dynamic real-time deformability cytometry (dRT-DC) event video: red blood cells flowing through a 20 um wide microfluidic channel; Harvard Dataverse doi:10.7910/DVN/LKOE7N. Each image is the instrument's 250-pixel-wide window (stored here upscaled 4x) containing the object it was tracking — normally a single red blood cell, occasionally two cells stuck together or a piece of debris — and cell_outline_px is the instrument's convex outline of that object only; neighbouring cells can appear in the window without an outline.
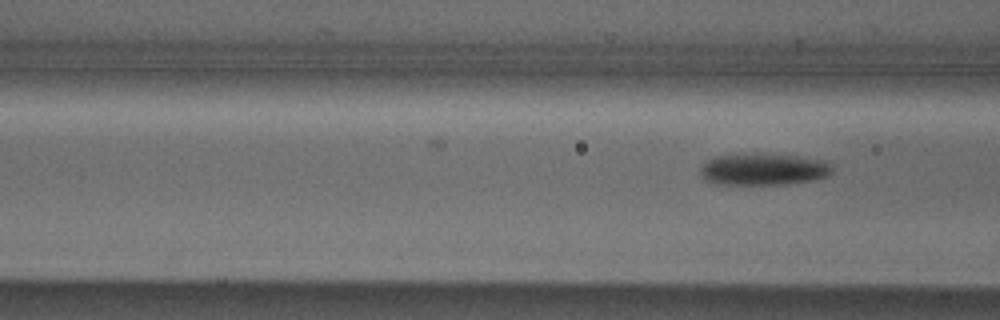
{"species": "Egyptian fruit bat (a non-hibernating species)", "species_latin": "Rousettus aegyptiacus", "temperature_condition": "cold", "stored_images_in_passage": 3, "segment_of_instrument_passage": [2, 2], "camera_frame_rate_fps": 3000, "um_per_image_px": 0.085, "animal": {"sex": "male"}, "frame": {"image": 1, "passage_image": 3, "time_ms": 0.667, "image_size_px": [1000, 320], "cell_outline_px": [[832, 172], [828, 176], [812, 180], [784, 184], [716, 184], [704, 180], [700, 176], [700, 168], [704, 160], [712, 156], [756, 152], [796, 156], [824, 160], [832, 164]], "centroid_in_image_um": [64.83, 14.36], "position_along_channel_um": 101.8, "area_um2": 25.09}}